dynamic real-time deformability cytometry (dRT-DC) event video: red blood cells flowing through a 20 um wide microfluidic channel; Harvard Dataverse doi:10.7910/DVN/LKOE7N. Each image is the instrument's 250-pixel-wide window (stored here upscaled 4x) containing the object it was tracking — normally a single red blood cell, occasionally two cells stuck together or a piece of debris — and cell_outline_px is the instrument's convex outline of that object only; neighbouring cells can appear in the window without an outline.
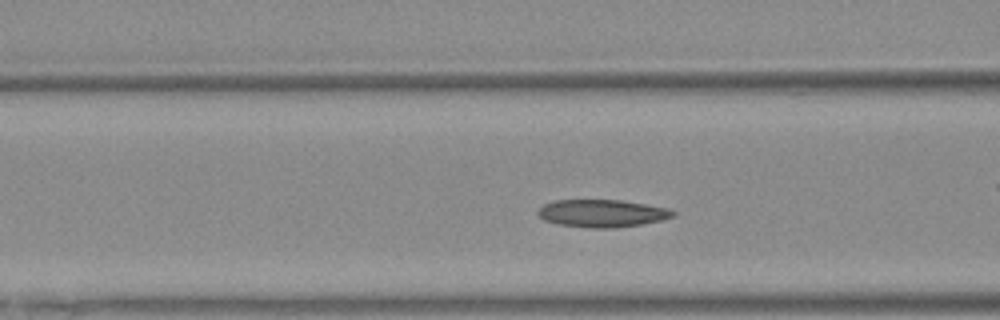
{"species": "Egyptian fruit bat (a non-hibernating species)", "species_latin": "Rousettus aegyptiacus", "temperature_condition": "warm", "stored_images_in_passage": 49, "camera_frame_rate_fps": 3000, "um_per_image_px": 0.085, "animal": {"sex": "female"}, "frame": {"image": 1, "passage_image": 17, "time_ms": 5.333, "image_size_px": [1000, 320], "cell_outline_px": [[676, 216], [660, 220], [640, 224], [616, 228], [588, 228], [556, 224], [544, 220], [536, 212], [544, 204], [552, 200], [620, 200], [668, 208], [676, 212]], "centroid_in_image_um": [51.15, 18.13], "position_along_channel_um": 115.4, "area_um2": 21.73}}
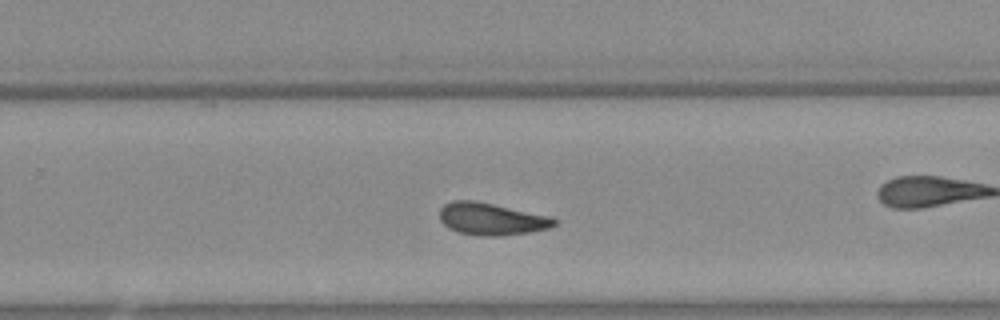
{"frame": {"image": 2, "passage_image": 30, "time_ms": 9.667, "image_size_px": [1000, 320], "cell_outline_px": [[556, 224], [548, 228], [528, 232], [500, 236], [480, 236], [460, 232], [448, 228], [440, 220], [440, 208], [444, 204], [452, 200], [476, 200], [552, 216], [556, 220]], "centroid_in_image_um": [41.76, 18.6], "position_along_channel_um": 288.0, "area_um2": 21.62}}
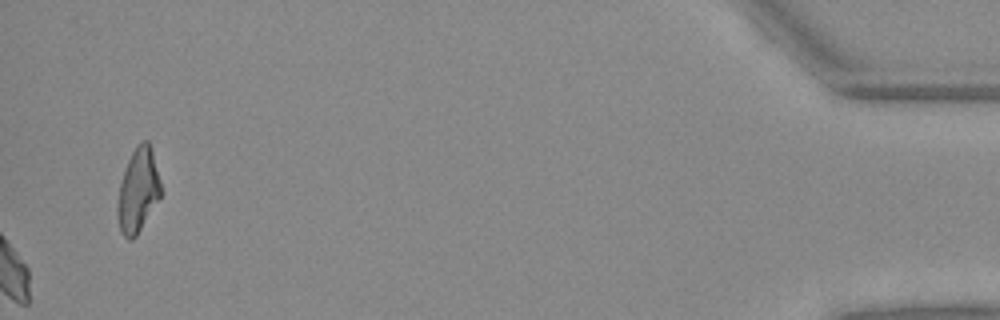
{"frame": {"image": 3, "passage_image": 49, "time_ms": 16.0, "image_size_px": [1000, 320], "cell_outline_px": [[164, 192], [136, 236], [132, 240], [128, 240], [120, 232], [116, 212], [116, 208], [120, 184], [128, 160], [136, 144], [144, 140], [148, 140], [152, 148]], "centroid_in_image_um": [11.76, 16.18], "position_along_channel_um": 423.4, "area_um2": 21.62}}